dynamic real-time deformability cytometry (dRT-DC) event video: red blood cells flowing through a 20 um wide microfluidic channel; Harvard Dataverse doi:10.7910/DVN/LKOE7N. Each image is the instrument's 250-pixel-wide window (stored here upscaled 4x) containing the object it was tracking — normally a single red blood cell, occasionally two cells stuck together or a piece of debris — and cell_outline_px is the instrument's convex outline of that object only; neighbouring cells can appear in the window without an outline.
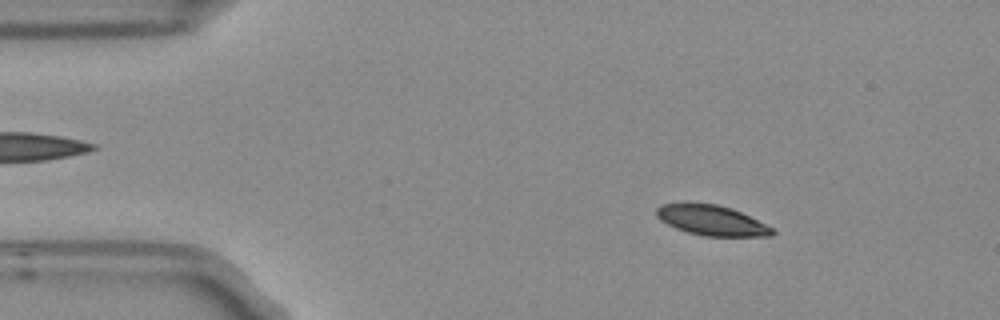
{"species": "Egyptian fruit bat (a non-hibernating species)", "species_latin": "Rousettus aegyptiacus", "temperature_condition": "room temperature", "stored_images_in_passage": 3, "camera_frame_rate_fps": 3000, "um_per_image_px": 0.085, "frame": {"image": 1, "passage_image": 1, "time_ms": 0.0, "image_size_px": [1000, 320], "cell_outline_px": [[776, 232], [772, 236], [704, 236], [688, 232], [676, 228], [660, 220], [656, 216], [656, 208], [660, 204], [684, 200], [692, 200], [716, 204], [732, 208], [772, 228]], "centroid_in_image_um": [60.39, 18.67], "position_along_channel_um": 24.6, "area_um2": 20.87}}